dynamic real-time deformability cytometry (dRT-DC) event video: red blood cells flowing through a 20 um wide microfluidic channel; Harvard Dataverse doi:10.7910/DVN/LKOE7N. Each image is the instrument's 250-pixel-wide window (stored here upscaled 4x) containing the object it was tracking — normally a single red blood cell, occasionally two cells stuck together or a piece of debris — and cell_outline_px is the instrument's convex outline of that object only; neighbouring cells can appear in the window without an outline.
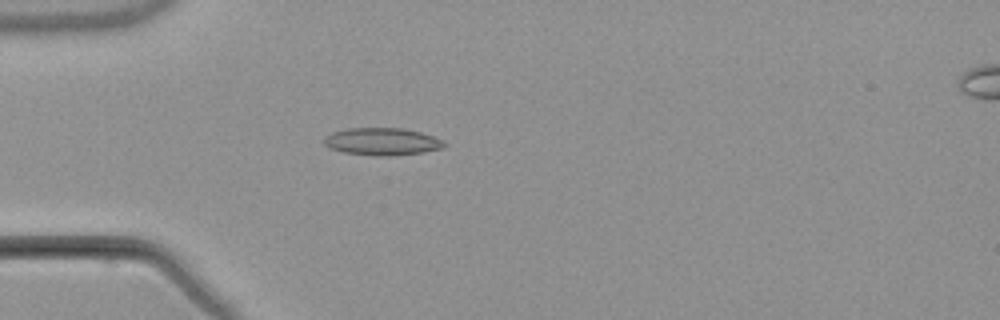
{"species": "common noctule bat (a hibernating species)", "species_latin": "Nyctalus noctula", "temperature_condition": "warm", "stored_images_in_passage": 3, "camera_frame_rate_fps": 3000, "um_per_image_px": 0.085, "animal": {"sex": "male", "body_mass_g": 21.5, "forearm_length_mm": 52.0}, "frame": {"image": 1, "passage_image": 3, "time_ms": 2.333, "image_size_px": [1000, 320], "cell_outline_px": [[448, 144], [444, 148], [424, 152], [388, 156], [376, 156], [344, 152], [328, 148], [324, 144], [324, 136], [332, 132], [348, 128], [404, 128], [420, 132], [444, 140]], "centroid_in_image_um": [32.49, 12.03], "position_along_channel_um": 52.5, "area_um2": 19.36}}